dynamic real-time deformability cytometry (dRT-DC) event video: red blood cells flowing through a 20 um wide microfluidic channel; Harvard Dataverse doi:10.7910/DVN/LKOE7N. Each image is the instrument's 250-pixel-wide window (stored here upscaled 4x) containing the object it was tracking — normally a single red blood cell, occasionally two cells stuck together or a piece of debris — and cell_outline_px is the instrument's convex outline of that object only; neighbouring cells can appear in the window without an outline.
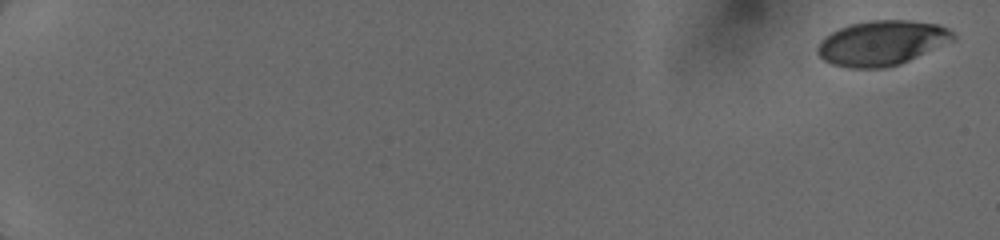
{"species": "human", "species_latin": "Homo sapiens", "temperature_condition": "cold", "stored_images_in_passage": 23, "camera_frame_rate_fps": 3000, "um_per_image_px": 0.085, "donor": {"sex": "female"}, "frame": {"image": 1, "passage_image": 1, "time_ms": 0.0, "image_size_px": [1000, 240], "cell_outline_px": [[956, 36], [952, 40], [900, 64], [884, 68], [852, 68], [832, 64], [824, 60], [816, 52], [816, 48], [820, 40], [832, 32], [840, 28], [852, 24], [872, 20], [908, 20], [940, 24], [948, 28]], "centroid_in_image_um": [74.93, 3.65], "position_along_channel_um": 10.1, "area_um2": 35.14}}
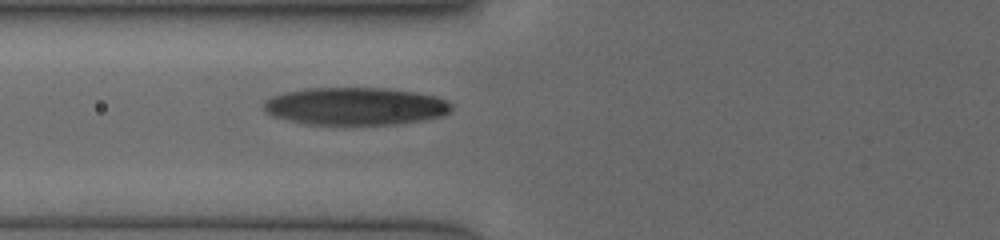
{"frame": {"image": 2, "passage_image": 14, "time_ms": 7.333, "image_size_px": [1000, 240], "cell_outline_px": [[452, 108], [448, 112], [440, 116], [420, 120], [396, 124], [308, 124], [272, 116], [264, 112], [264, 100], [272, 96], [284, 92], [308, 88], [384, 88], [412, 92], [436, 96], [452, 104]], "centroid_in_image_um": [30.16, 9.02], "position_along_channel_um": 95.6, "area_um2": 40.81}}
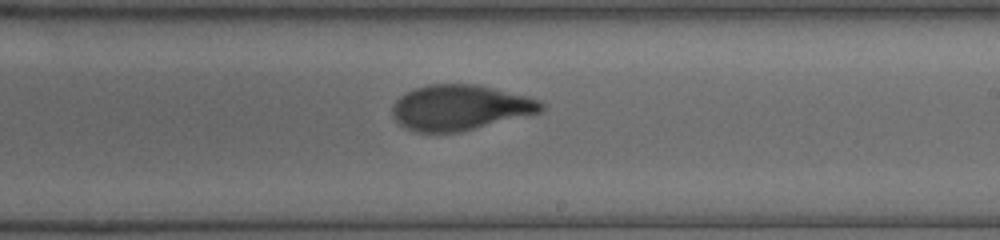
{"frame": {"image": 3, "passage_image": 23, "time_ms": 11.0, "image_size_px": [1000, 240], "cell_outline_px": [[544, 108], [540, 112], [460, 132], [420, 132], [408, 128], [400, 124], [392, 116], [392, 108], [396, 100], [400, 96], [416, 88], [428, 84], [480, 84], [528, 96], [540, 100], [544, 104]], "centroid_in_image_um": [39.13, 9.13], "position_along_channel_um": 249.9, "area_um2": 39.19}}